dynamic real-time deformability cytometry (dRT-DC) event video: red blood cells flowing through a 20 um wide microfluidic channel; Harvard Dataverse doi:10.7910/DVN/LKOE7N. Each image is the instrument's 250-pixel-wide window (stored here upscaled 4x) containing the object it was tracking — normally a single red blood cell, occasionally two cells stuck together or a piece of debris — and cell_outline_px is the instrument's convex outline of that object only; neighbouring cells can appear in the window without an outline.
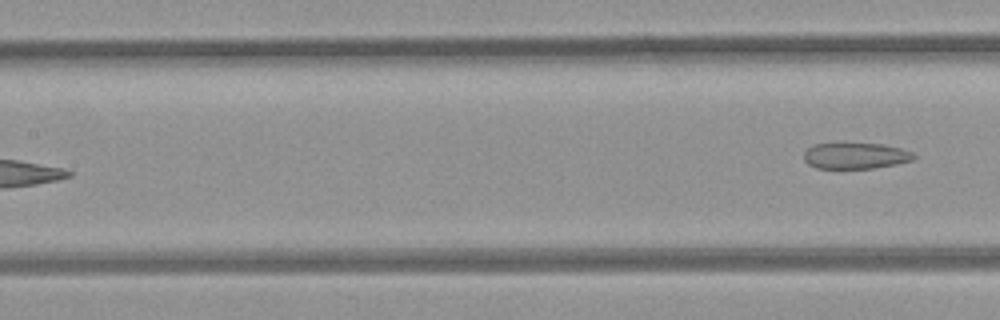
{"species": "common noctule bat (a hibernating species)", "species_latin": "Nyctalus noctula", "temperature_condition": "room temperature", "stored_images_in_passage": 7, "segment_of_instrument_passage": [2, 2], "camera_frame_rate_fps": 3000, "um_per_image_px": 0.085, "animal": {"sex": "female", "body_mass_g": 21.9}, "frame": {"image": 1, "passage_image": 7, "time_ms": 2.0, "image_size_px": [1000, 320], "cell_outline_px": [[916, 156], [912, 160], [896, 164], [872, 168], [816, 168], [808, 164], [804, 160], [804, 152], [808, 148], [816, 144], [884, 144], [900, 148], [912, 152]], "centroid_in_image_um": [72.72, 13.25], "position_along_channel_um": 134.7, "area_um2": 16.47}}